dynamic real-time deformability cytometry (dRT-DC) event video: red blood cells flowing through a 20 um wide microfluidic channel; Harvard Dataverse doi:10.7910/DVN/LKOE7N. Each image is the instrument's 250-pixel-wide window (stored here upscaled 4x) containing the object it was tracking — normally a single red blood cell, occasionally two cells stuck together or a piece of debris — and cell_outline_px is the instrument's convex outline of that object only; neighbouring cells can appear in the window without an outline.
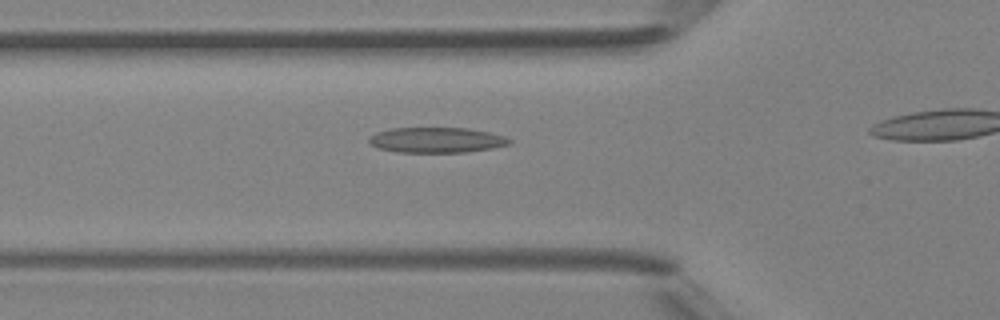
{"species": "Egyptian fruit bat (a non-hibernating species)", "species_latin": "Rousettus aegyptiacus", "temperature_condition": "room temperature", "stored_images_in_passage": 19, "camera_frame_rate_fps": 3000, "um_per_image_px": 0.085, "animal": {"sex": "female"}, "frame": {"image": 1, "passage_image": 9, "time_ms": 2.667, "image_size_px": [1000, 320], "cell_outline_px": [[512, 140], [508, 144], [492, 148], [464, 152], [396, 152], [380, 148], [372, 144], [368, 140], [376, 132], [392, 128], [468, 128], [488, 132], [504, 136]], "centroid_in_image_um": [37.11, 11.9], "position_along_channel_um": 88.7, "area_um2": 20.46}}
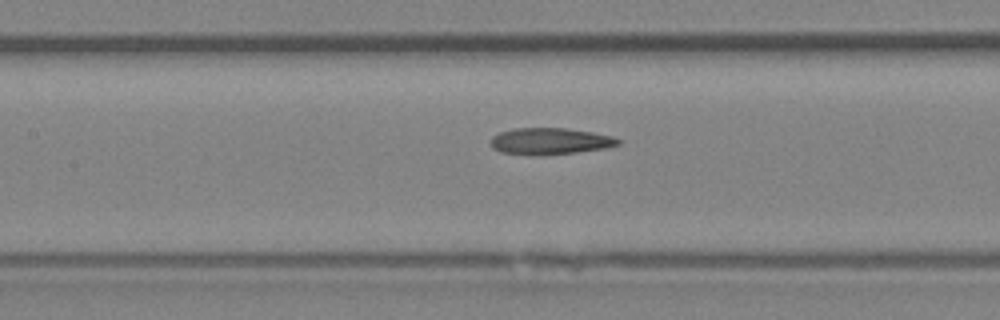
{"frame": {"image": 2, "passage_image": 14, "time_ms": 4.333, "image_size_px": [1000, 320], "cell_outline_px": [[624, 140], [620, 144], [608, 148], [576, 152], [500, 152], [492, 148], [492, 136], [500, 132], [512, 128], [568, 128], [592, 132], [612, 136]], "centroid_in_image_um": [46.85, 11.94], "position_along_channel_um": 160.5, "area_um2": 18.9}}